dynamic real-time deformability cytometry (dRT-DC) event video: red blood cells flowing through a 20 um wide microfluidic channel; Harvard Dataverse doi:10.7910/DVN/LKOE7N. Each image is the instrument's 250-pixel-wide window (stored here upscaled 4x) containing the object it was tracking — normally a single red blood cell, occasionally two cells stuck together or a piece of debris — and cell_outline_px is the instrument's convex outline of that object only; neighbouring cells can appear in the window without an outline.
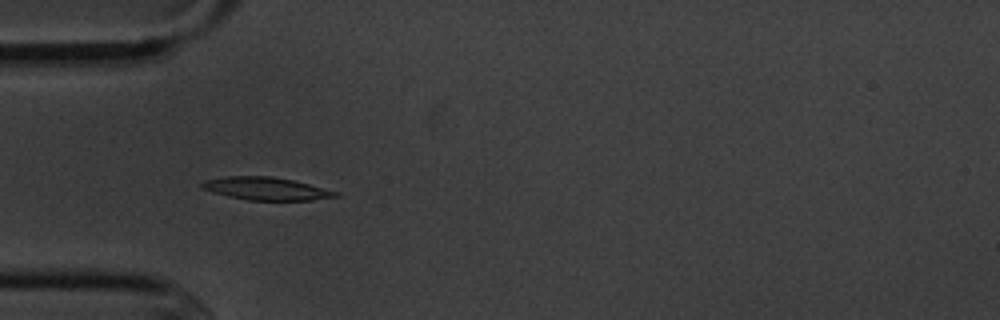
{"species": "common noctule bat (a hibernating species)", "species_latin": "Nyctalus noctula", "temperature_condition": "cold", "stored_images_in_passage": 13, "camera_frame_rate_fps": 3000, "um_per_image_px": 0.085, "animal": {"sex": "male", "body_mass_g": 20.1, "forearm_length_mm": 53.5}, "frame": {"image": 1, "passage_image": 3, "time_ms": 2.333, "image_size_px": [1000, 320], "cell_outline_px": [[340, 196], [312, 200], [248, 200], [228, 196], [212, 192], [200, 188], [200, 184], [204, 180], [228, 176], [272, 176], [292, 180], [340, 192]], "centroid_in_image_um": [22.61, 16.03], "position_along_channel_um": 62.4, "area_um2": 17.74}}
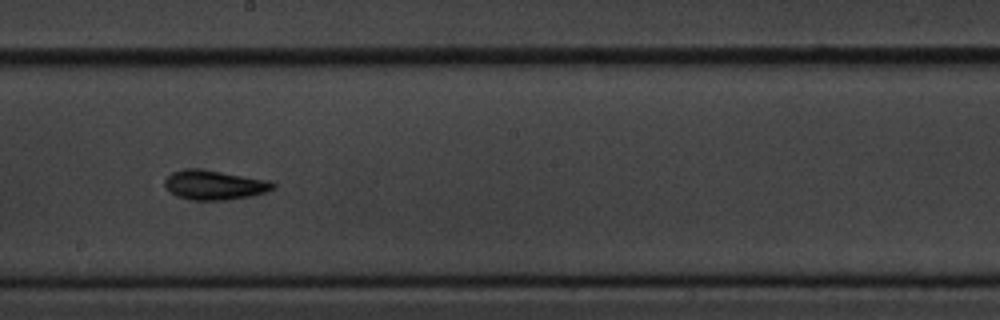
{"frame": {"image": 2, "passage_image": 7, "time_ms": 7.0, "image_size_px": [1000, 320], "cell_outline_px": [[276, 188], [252, 196], [224, 200], [192, 200], [176, 196], [164, 184], [164, 180], [172, 172], [192, 168], [200, 168], [272, 180], [276, 184]], "centroid_in_image_um": [18.28, 15.71], "position_along_channel_um": 229.9, "area_um2": 18.73}}
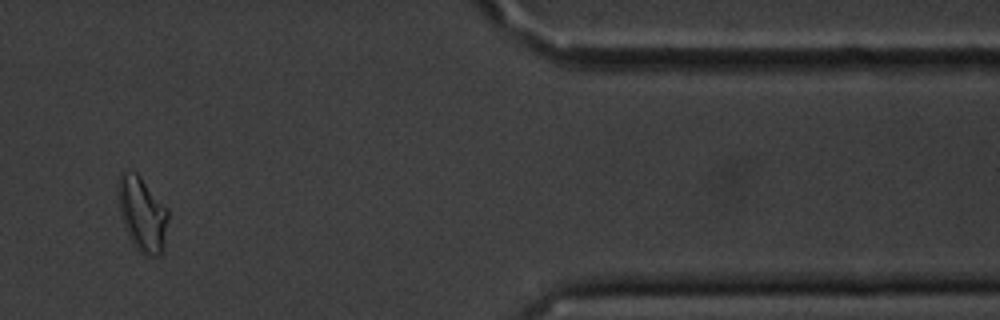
{"frame": {"image": 3, "passage_image": 11, "time_ms": 12.667, "image_size_px": [1000, 320], "cell_outline_px": [[168, 220], [164, 248], [160, 256], [144, 256], [136, 248], [124, 224], [120, 212], [116, 196], [120, 172], [124, 168], [136, 172], [140, 176], [168, 208]], "centroid_in_image_um": [12.09, 18.15], "position_along_channel_um": 399.3, "area_um2": 22.02}, "authors_computed_cell_mechanics": {"area_um2": 17.1666, "velocity_mm_per_s": 3.6182, "shape_relaxation_time_tau1_ms": 7.3677, "shape_relaxation_time_tau2_ms": null, "deformation_change_tau1": 0.1937, "deformation_change_tau2": null}}